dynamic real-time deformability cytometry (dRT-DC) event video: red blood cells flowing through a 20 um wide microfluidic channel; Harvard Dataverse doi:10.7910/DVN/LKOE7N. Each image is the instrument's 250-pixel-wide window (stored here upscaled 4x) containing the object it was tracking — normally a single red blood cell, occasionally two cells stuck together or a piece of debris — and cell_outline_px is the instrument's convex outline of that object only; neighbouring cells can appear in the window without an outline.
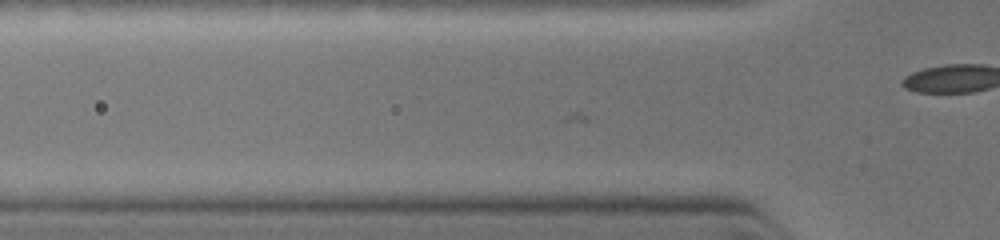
{"species": "common noctule bat (a hibernating species)", "species_latin": "Nyctalus noctula", "temperature_condition": "warm", "stored_images_in_passage": 5, "camera_frame_rate_fps": 3000, "um_per_image_px": 0.085, "animal": {"sex": "female", "body_mass_g": 19.0, "forearm_length_mm": 51.5}, "frame": {"image": 1, "passage_image": 3, "time_ms": 1.333, "image_size_px": [1000, 240], "cell_outline_px": [[724, 200], [708, 204], [596, 204], [580, 200], [580, 196], [608, 192], [652, 192], [724, 196]], "centroid_in_image_um": [55.22, 16.87], "position_along_channel_um": 70.6, "area_um2": 10.58}}